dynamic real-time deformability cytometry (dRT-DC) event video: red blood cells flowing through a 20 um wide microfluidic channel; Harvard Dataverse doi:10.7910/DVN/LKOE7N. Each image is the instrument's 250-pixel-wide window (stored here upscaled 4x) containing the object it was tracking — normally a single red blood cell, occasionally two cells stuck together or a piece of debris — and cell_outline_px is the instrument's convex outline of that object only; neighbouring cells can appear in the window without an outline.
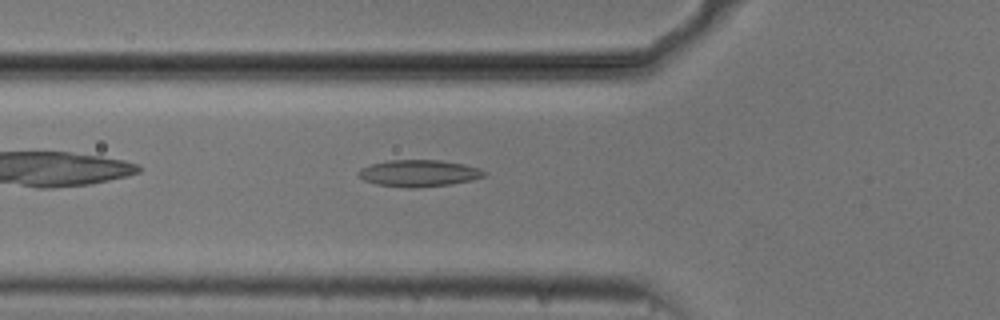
{"species": "common noctule bat (a hibernating species)", "species_latin": "Nyctalus noctula", "temperature_condition": "cold", "stored_images_in_passage": 27, "camera_frame_rate_fps": 3000, "um_per_image_px": 0.085, "animal": {"sex": "male", "body_mass_g": 20.5, "forearm_length_mm": 52.5}, "frame": {"image": 1, "passage_image": 5, "time_ms": 1.333, "image_size_px": [1000, 320], "cell_outline_px": [[488, 172], [484, 176], [472, 180], [452, 184], [416, 188], [408, 188], [376, 184], [364, 180], [356, 172], [360, 168], [372, 164], [388, 160], [440, 160], [464, 164], [480, 168]], "centroid_in_image_um": [35.62, 14.72], "position_along_channel_um": 90.2, "area_um2": 19.71}}
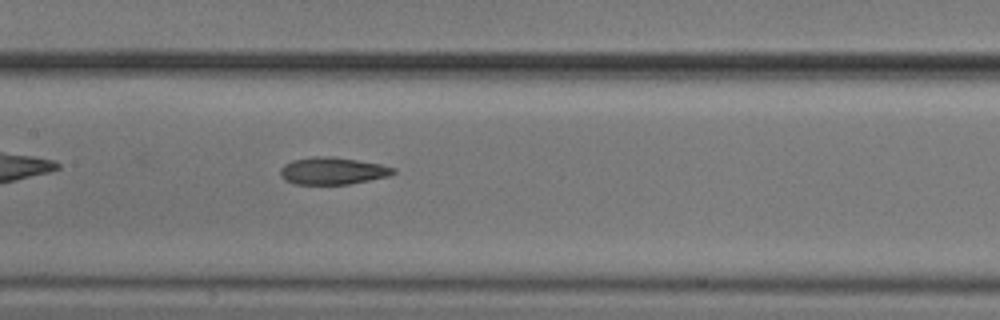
{"frame": {"image": 2, "passage_image": 12, "time_ms": 3.667, "image_size_px": [1000, 320], "cell_outline_px": [[396, 172], [392, 176], [348, 184], [296, 184], [280, 176], [280, 168], [284, 164], [292, 160], [316, 156], [332, 156], [380, 164], [396, 168]], "centroid_in_image_um": [28.31, 14.52], "position_along_channel_um": 179.1, "area_um2": 17.92}}
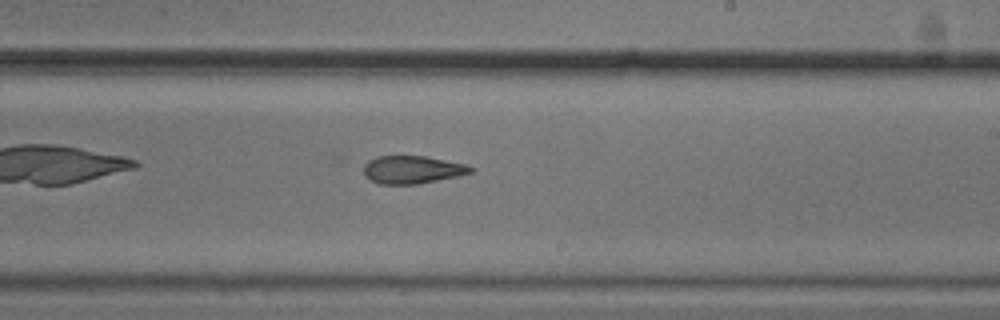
{"frame": {"image": 3, "passage_image": 18, "time_ms": 5.667, "image_size_px": [1000, 320], "cell_outline_px": [[476, 168], [472, 172], [456, 176], [416, 184], [380, 184], [364, 176], [364, 164], [368, 160], [376, 156], [428, 156], [468, 164]], "centroid_in_image_um": [35.06, 14.4], "position_along_channel_um": 253.9, "area_um2": 17.46}}